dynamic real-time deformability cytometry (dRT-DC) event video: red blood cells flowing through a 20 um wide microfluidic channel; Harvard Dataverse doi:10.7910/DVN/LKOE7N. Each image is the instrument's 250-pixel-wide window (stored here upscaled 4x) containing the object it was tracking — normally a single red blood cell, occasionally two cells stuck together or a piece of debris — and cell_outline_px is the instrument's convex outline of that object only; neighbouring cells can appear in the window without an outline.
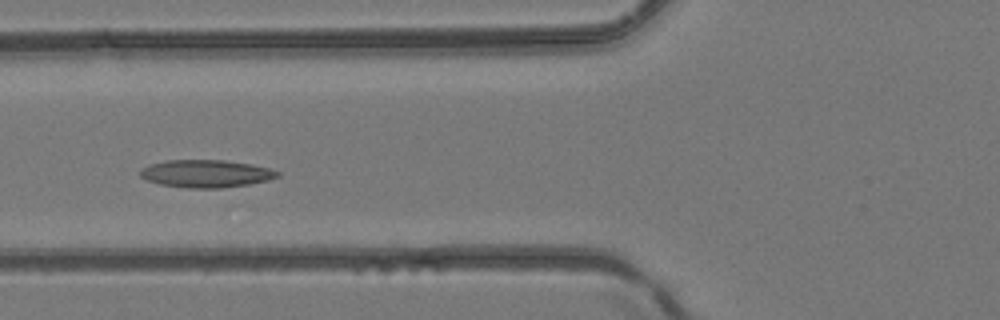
{"species": "common noctule bat (a hibernating species)", "species_latin": "Nyctalus noctula", "temperature_condition": "room temperature", "stored_images_in_passage": 4, "camera_frame_rate_fps": 3000, "um_per_image_px": 0.085, "animal": {"sex": "female", "body_mass_g": 24.6, "forearm_length_mm": 56.2}, "frame": {"image": 1, "passage_image": 4, "time_ms": 1.0, "image_size_px": [1000, 320], "cell_outline_px": [[280, 176], [268, 180], [248, 184], [220, 188], [188, 188], [160, 184], [148, 180], [140, 176], [140, 168], [148, 164], [168, 160], [224, 160], [252, 164], [268, 168], [280, 172]], "centroid_in_image_um": [17.5, 14.75], "position_along_channel_um": 108.3, "area_um2": 22.08}}